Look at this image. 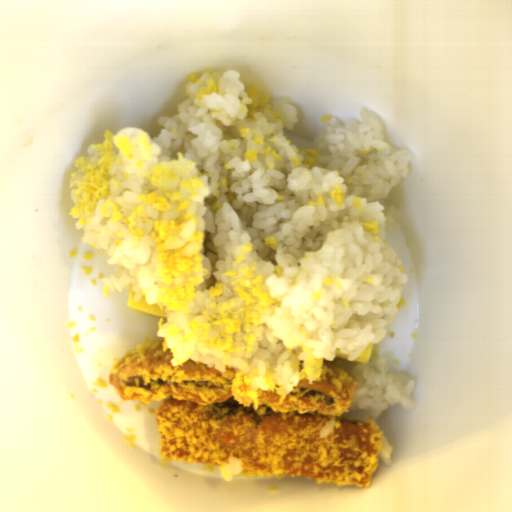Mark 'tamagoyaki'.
<instances>
[{
	"instance_id": "833754b4",
	"label": "tamagoyaki",
	"mask_w": 512,
	"mask_h": 512,
	"mask_svg": "<svg viewBox=\"0 0 512 512\" xmlns=\"http://www.w3.org/2000/svg\"><path fill=\"white\" fill-rule=\"evenodd\" d=\"M372 347H373V342L371 344L367 345L366 347H364L354 361H361V362L368 363L370 356H371Z\"/></svg>"
},
{
	"instance_id": "81b7327e",
	"label": "tamagoyaki",
	"mask_w": 512,
	"mask_h": 512,
	"mask_svg": "<svg viewBox=\"0 0 512 512\" xmlns=\"http://www.w3.org/2000/svg\"><path fill=\"white\" fill-rule=\"evenodd\" d=\"M128 308L167 318L166 307L161 309V306L158 304H147L146 296H144L140 301H136L135 293L132 287L128 298Z\"/></svg>"
},
{
	"instance_id": "9680ed9f",
	"label": "tamagoyaki",
	"mask_w": 512,
	"mask_h": 512,
	"mask_svg": "<svg viewBox=\"0 0 512 512\" xmlns=\"http://www.w3.org/2000/svg\"><path fill=\"white\" fill-rule=\"evenodd\" d=\"M336 358H342L348 360V355L345 353H340L339 348H335Z\"/></svg>"
}]
</instances>
